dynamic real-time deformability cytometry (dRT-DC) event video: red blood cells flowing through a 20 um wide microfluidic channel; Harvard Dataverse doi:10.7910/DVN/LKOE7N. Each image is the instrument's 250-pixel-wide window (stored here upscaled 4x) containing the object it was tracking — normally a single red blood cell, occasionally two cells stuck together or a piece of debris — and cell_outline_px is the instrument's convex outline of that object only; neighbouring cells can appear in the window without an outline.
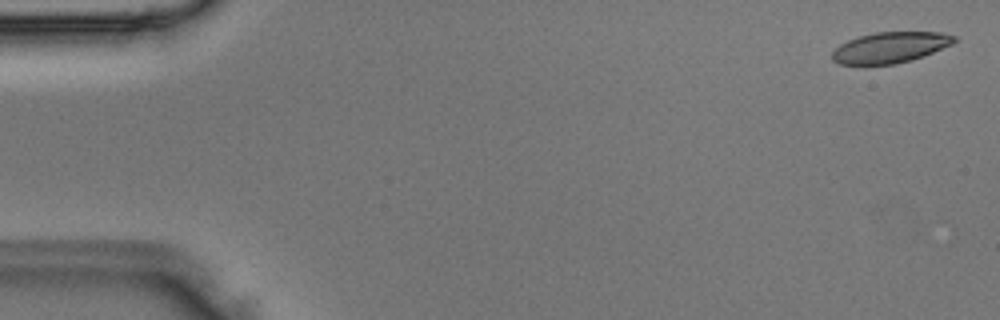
{"species": "Egyptian fruit bat (a non-hibernating species)", "species_latin": "Rousettus aegyptiacus", "temperature_condition": "room temperature", "stored_images_in_passage": 49, "camera_frame_rate_fps": 3000, "um_per_image_px": 0.085, "animal": {"sex": "male"}, "frame": {"image": 1, "passage_image": 2, "time_ms": 0.333, "image_size_px": [1000, 320], "cell_outline_px": [[956, 40], [952, 44], [924, 56], [912, 60], [896, 64], [864, 68], [840, 64], [832, 60], [832, 52], [840, 44], [848, 40], [860, 36], [876, 32], [940, 32], [956, 36]], "centroid_in_image_um": [75.61, 4.09], "position_along_channel_um": 9.4, "area_um2": 22.66}}
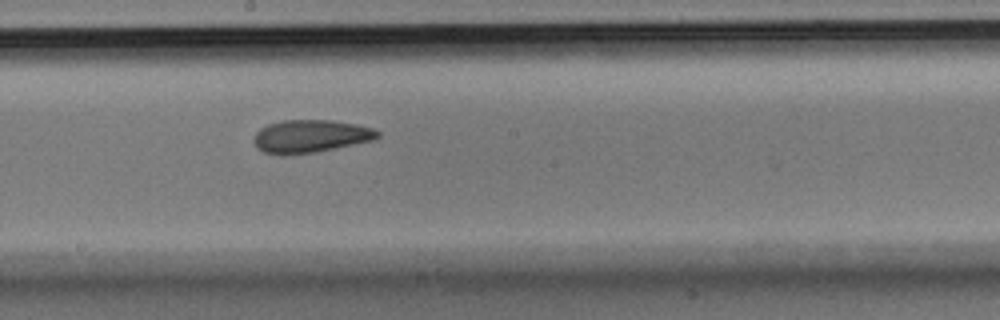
{"frame": {"image": 2, "passage_image": 27, "time_ms": 8.667, "image_size_px": [1000, 320], "cell_outline_px": [[380, 136], [372, 140], [316, 152], [280, 156], [264, 152], [256, 148], [252, 140], [256, 132], [260, 128], [268, 124], [284, 120], [332, 120], [356, 124], [372, 128], [380, 132]], "centroid_in_image_um": [26.34, 11.59], "position_along_channel_um": 221.9, "area_um2": 23.81}}
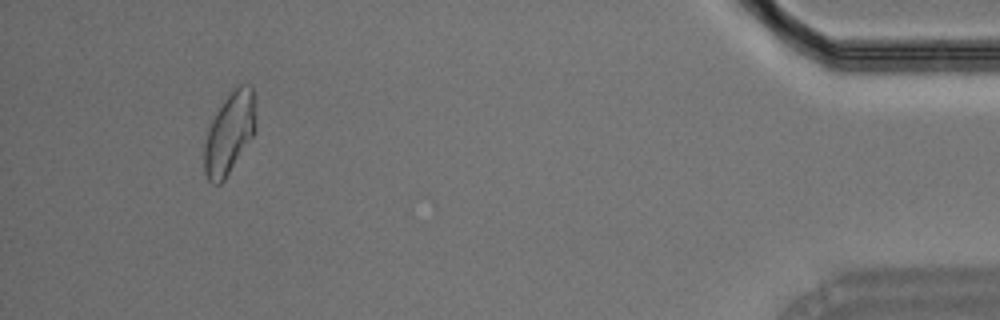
{"frame": {"image": 3, "passage_image": 46, "time_ms": 15.0, "image_size_px": [1000, 320], "cell_outline_px": [[256, 128], [252, 136], [224, 180], [220, 184], [212, 184], [208, 180], [204, 172], [204, 144], [208, 128], [216, 112], [228, 92], [240, 84], [252, 84], [256, 124]], "centroid_in_image_um": [19.49, 11.29], "position_along_channel_um": 415.7, "area_um2": 24.39}}